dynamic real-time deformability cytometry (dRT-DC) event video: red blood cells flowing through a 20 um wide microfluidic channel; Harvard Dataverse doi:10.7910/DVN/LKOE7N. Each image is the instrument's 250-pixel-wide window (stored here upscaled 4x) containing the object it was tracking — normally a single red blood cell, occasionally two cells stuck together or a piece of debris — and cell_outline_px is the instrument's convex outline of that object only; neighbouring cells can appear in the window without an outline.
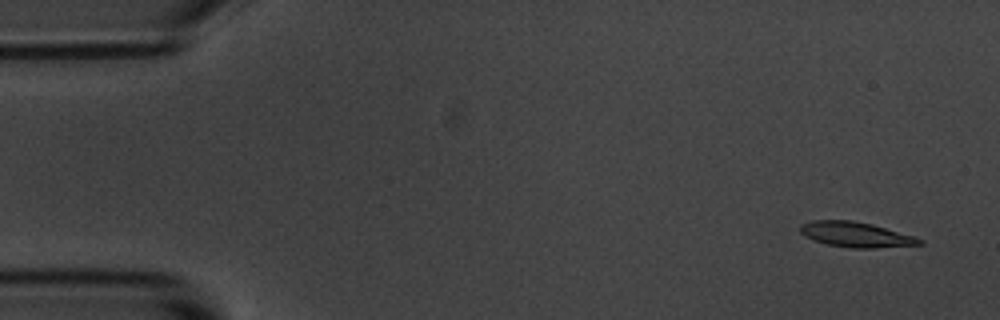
{"species": "common noctule bat (a hibernating species)", "species_latin": "Nyctalus noctula", "temperature_condition": "room temperature", "stored_images_in_passage": 5, "camera_frame_rate_fps": 3000, "um_per_image_px": 0.085, "animal": {"sex": "male", "body_mass_g": 20.1, "forearm_length_mm": 53.5}, "frame": {"image": 1, "passage_image": 1, "time_ms": 0.0, "image_size_px": [1000, 320], "cell_outline_px": [[924, 244], [876, 248], [852, 248], [828, 244], [804, 236], [800, 232], [800, 224], [812, 220], [852, 220], [872, 224], [912, 236], [924, 240]], "centroid_in_image_um": [72.74, 19.93], "position_along_channel_um": 12.3, "area_um2": 17.34}}
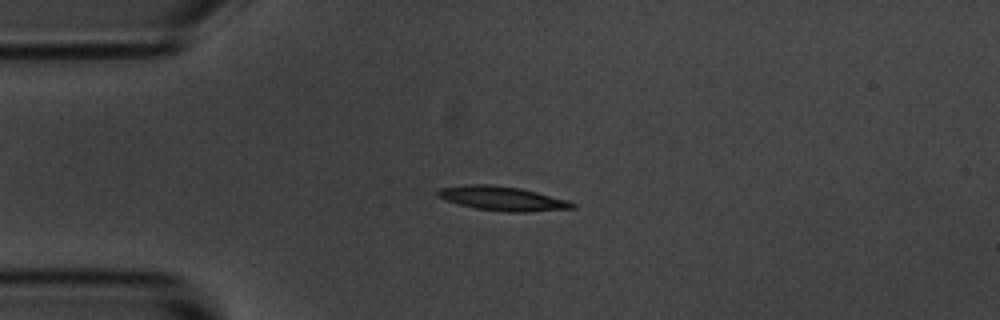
{"frame": {"image": 2, "passage_image": 4, "time_ms": 3.333, "image_size_px": [1000, 320], "cell_outline_px": [[576, 208], [524, 212], [508, 212], [476, 208], [460, 204], [436, 196], [436, 192], [440, 188], [464, 184], [492, 184], [520, 188], [568, 200], [576, 204]], "centroid_in_image_um": [42.71, 16.86], "position_along_channel_um": 42.3, "area_um2": 18.9}}